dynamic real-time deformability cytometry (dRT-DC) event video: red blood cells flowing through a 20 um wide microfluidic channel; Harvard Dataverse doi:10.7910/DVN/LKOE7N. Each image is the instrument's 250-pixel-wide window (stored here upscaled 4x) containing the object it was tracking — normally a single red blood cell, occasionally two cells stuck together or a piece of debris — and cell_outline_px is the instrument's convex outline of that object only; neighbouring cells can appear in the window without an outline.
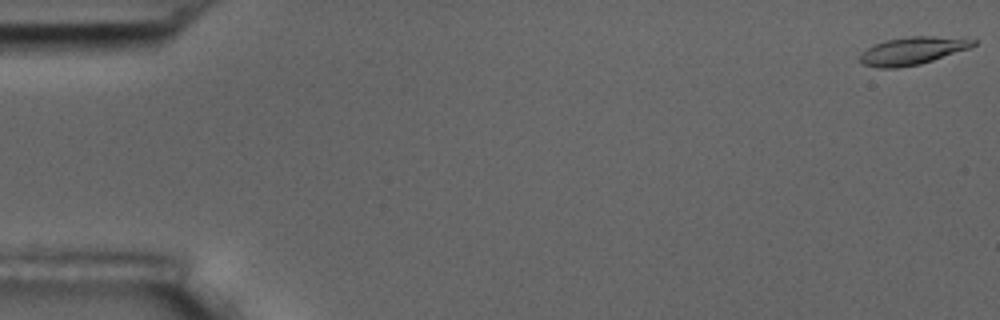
{"species": "common noctule bat (a hibernating species)", "species_latin": "Nyctalus noctula", "temperature_condition": "room temperature", "stored_images_in_passage": 9, "camera_frame_rate_fps": 3000, "um_per_image_px": 0.085, "animal": {"sex": "male", "body_mass_g": 17.5, "forearm_length_mm": 52.3}, "frame": {"image": 1, "passage_image": 1, "time_ms": 0.0, "image_size_px": [1000, 320], "cell_outline_px": [[976, 44], [968, 48], [920, 64], [896, 68], [880, 68], [864, 64], [860, 60], [860, 52], [884, 40], [908, 36], [932, 36], [976, 40]], "centroid_in_image_um": [77.5, 4.31], "position_along_channel_um": 7.5, "area_um2": 17.92}}
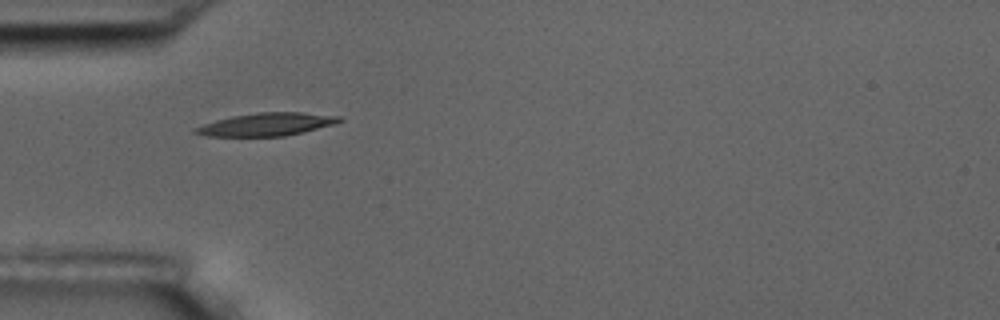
{"frame": {"image": 2, "passage_image": 6, "time_ms": 5.667, "image_size_px": [1000, 320], "cell_outline_px": [[344, 120], [336, 124], [284, 136], [204, 136], [192, 132], [192, 128], [216, 120], [232, 116], [256, 112], [304, 112], [340, 116]], "centroid_in_image_um": [22.66, 10.56], "position_along_channel_um": 62.3, "area_um2": 19.31}}
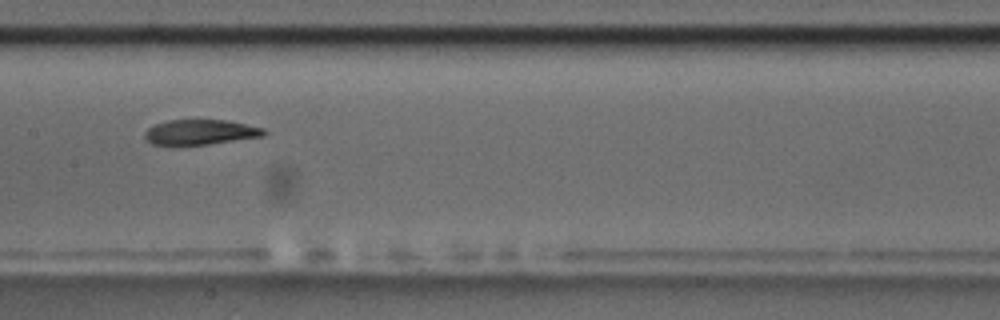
{"frame": {"image": 3, "passage_image": 9, "time_ms": 9.333, "image_size_px": [1000, 320], "cell_outline_px": [[268, 132], [264, 136], [208, 144], [176, 148], [152, 144], [144, 136], [144, 132], [152, 124], [168, 120], [224, 120], [264, 128]], "centroid_in_image_um": [16.94, 11.27], "position_along_channel_um": 190.5, "area_um2": 18.03}}